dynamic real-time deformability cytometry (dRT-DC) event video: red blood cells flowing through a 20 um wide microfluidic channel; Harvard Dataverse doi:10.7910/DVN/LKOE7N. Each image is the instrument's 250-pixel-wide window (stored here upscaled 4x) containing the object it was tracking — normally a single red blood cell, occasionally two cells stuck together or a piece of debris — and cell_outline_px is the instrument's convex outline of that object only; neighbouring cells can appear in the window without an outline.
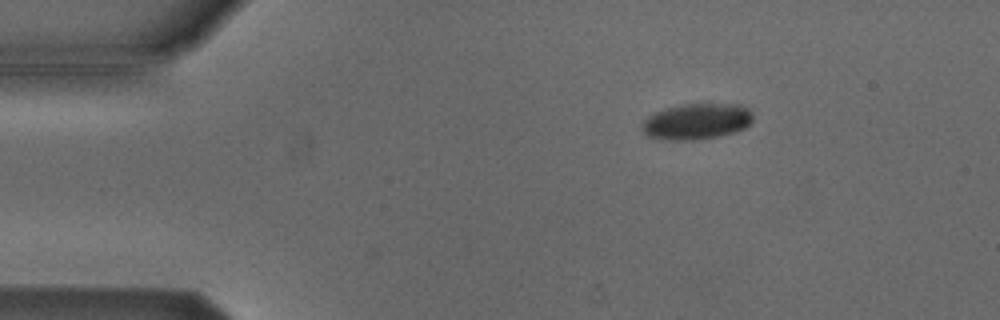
{"species": "Egyptian fruit bat (a non-hibernating species)", "species_latin": "Rousettus aegyptiacus", "temperature_condition": "cold", "stored_images_in_passage": 35, "camera_frame_rate_fps": 3000, "um_per_image_px": 0.085, "animal": {"sex": "male"}, "frame": {"image": 1, "passage_image": 2, "time_ms": 0.333, "image_size_px": [1000, 320], "cell_outline_px": [[752, 120], [744, 128], [736, 132], [716, 136], [692, 140], [660, 140], [648, 136], [640, 128], [640, 124], [648, 116], [664, 108], [680, 104], [740, 104], [748, 108], [752, 112]], "centroid_in_image_um": [59.18, 10.32], "position_along_channel_um": 25.8, "area_um2": 23.41}}
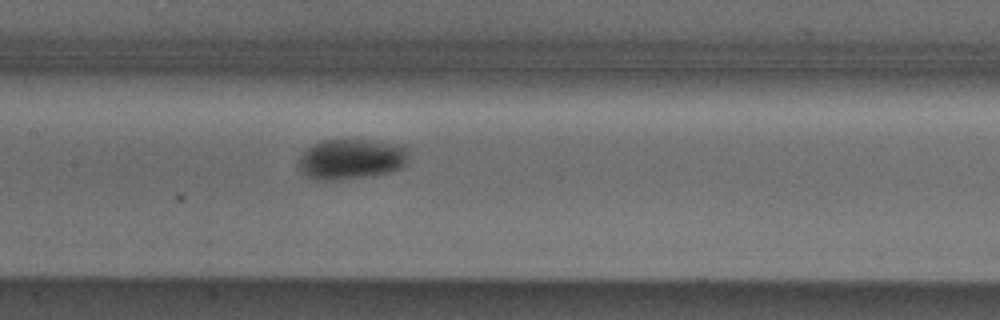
{"frame": {"image": 2, "passage_image": 19, "time_ms": 6.0, "image_size_px": [1000, 320], "cell_outline_px": [[408, 164], [392, 172], [336, 180], [312, 180], [304, 176], [296, 164], [300, 156], [312, 144], [320, 140], [364, 140], [404, 144], [408, 148]], "centroid_in_image_um": [29.85, 13.52], "position_along_channel_um": 177.6, "area_um2": 26.36}}
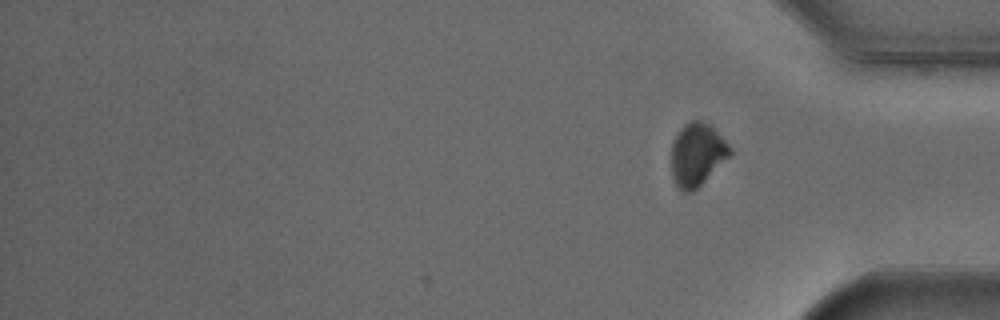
{"frame": {"image": 3, "passage_image": 35, "time_ms": 11.333, "image_size_px": [1000, 320], "cell_outline_px": [[732, 156], [692, 192], [684, 192], [676, 184], [672, 176], [672, 144], [680, 128], [684, 124], [692, 120], [700, 120], [708, 124], [732, 148]], "centroid_in_image_um": [59.27, 13.14], "position_along_channel_um": 375.9, "area_um2": 21.33}, "authors_computed_cell_mechanics": {"area_um2": 24.7384, "velocity_mm_per_s": 3.8366, "shape_relaxation_time_tau1_ms": 2.5889, "shape_relaxation_time_tau2_ms": null, "deformation_change_tau1": 0.0782, "deformation_change_tau2": null}}